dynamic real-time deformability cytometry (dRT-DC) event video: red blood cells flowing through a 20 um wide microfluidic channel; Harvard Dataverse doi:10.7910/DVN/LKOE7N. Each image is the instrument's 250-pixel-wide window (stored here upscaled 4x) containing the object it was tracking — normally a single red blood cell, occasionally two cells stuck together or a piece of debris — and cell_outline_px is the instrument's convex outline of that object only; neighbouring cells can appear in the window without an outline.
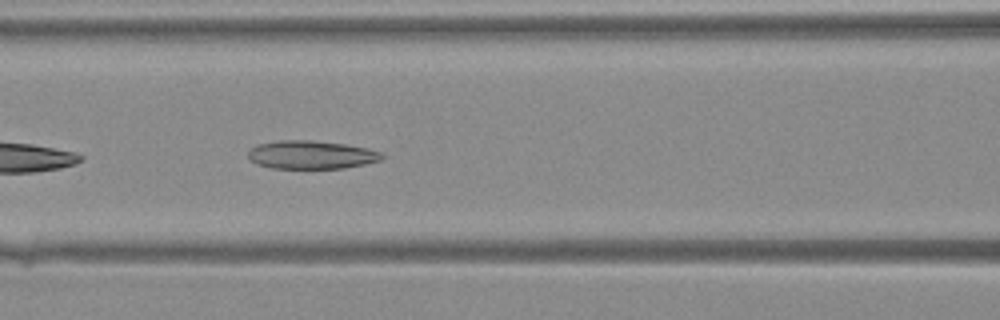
{"species": "Egyptian fruit bat (a non-hibernating species)", "species_latin": "Rousettus aegyptiacus", "temperature_condition": "warm", "stored_images_in_passage": 29, "camera_frame_rate_fps": 3000, "um_per_image_px": 0.085, "animal": {"sex": "female"}, "frame": {"image": 1, "passage_image": 10, "time_ms": 3.0, "image_size_px": [1000, 320], "cell_outline_px": [[384, 156], [380, 160], [364, 164], [344, 168], [268, 168], [256, 164], [248, 156], [248, 152], [256, 144], [280, 140], [312, 140], [344, 144], [364, 148], [380, 152]], "centroid_in_image_um": [26.41, 13.16], "position_along_channel_um": 140.2, "area_um2": 21.91}}
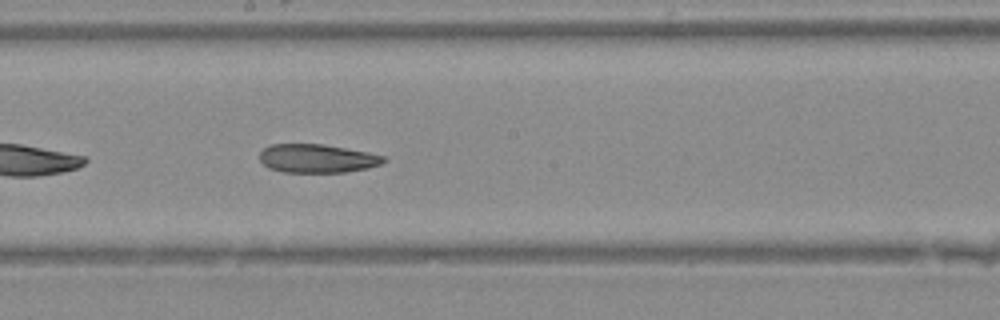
{"frame": {"image": 2, "passage_image": 15, "time_ms": 4.667, "image_size_px": [1000, 320], "cell_outline_px": [[388, 160], [380, 164], [368, 168], [344, 172], [284, 172], [268, 168], [260, 160], [260, 152], [264, 148], [272, 144], [320, 144], [368, 152], [384, 156]], "centroid_in_image_um": [26.96, 13.47], "position_along_channel_um": 221.2, "area_um2": 20.52}}
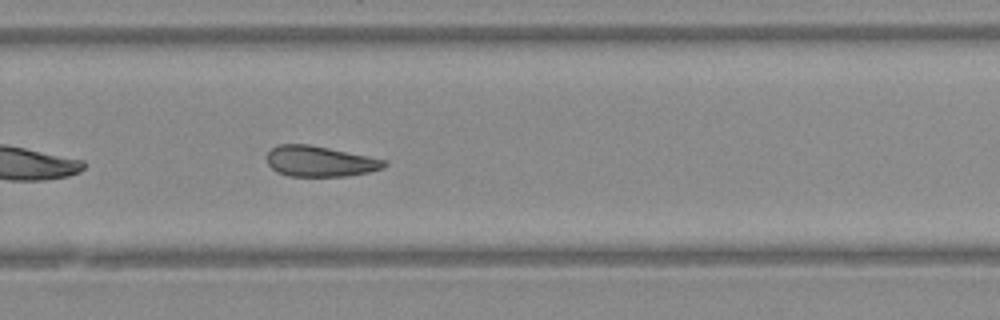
{"frame": {"image": 3, "passage_image": 20, "time_ms": 6.333, "image_size_px": [1000, 320], "cell_outline_px": [[388, 164], [384, 168], [368, 172], [348, 176], [288, 176], [276, 172], [268, 164], [268, 152], [272, 148], [280, 144], [308, 144], [388, 160]], "centroid_in_image_um": [27.22, 13.72], "position_along_channel_um": 302.6, "area_um2": 20.92}}